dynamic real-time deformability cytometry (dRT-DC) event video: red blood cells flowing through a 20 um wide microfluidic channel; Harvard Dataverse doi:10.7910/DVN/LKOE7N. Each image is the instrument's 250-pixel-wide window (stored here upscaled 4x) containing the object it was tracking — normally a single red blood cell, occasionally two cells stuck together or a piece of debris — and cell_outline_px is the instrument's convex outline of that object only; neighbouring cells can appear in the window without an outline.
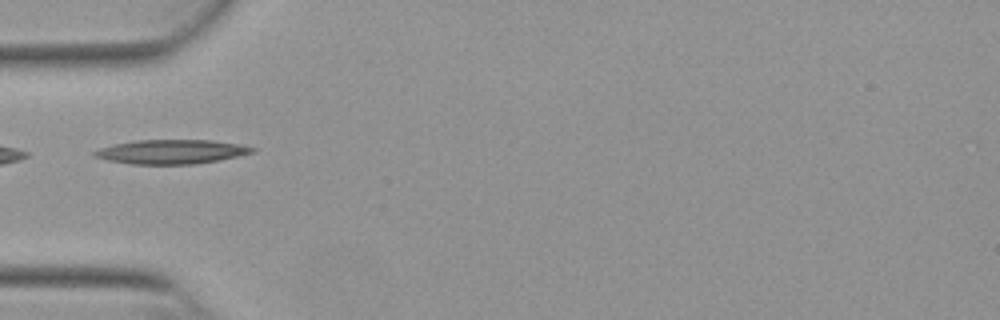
{"species": "Egyptian fruit bat (a non-hibernating species)", "species_latin": "Rousettus aegyptiacus", "temperature_condition": "warm", "stored_images_in_passage": 20, "camera_frame_rate_fps": 3000, "um_per_image_px": 0.085, "animal": {"sex": "female"}, "frame": {"image": 1, "passage_image": 1, "time_ms": 0.0, "image_size_px": [1000, 320], "cell_outline_px": [[256, 152], [220, 160], [196, 164], [132, 164], [108, 160], [92, 156], [92, 152], [100, 148], [116, 144], [136, 140], [212, 140], [240, 144], [256, 148]], "centroid_in_image_um": [14.6, 12.9], "position_along_channel_um": 70.4, "area_um2": 22.31}}
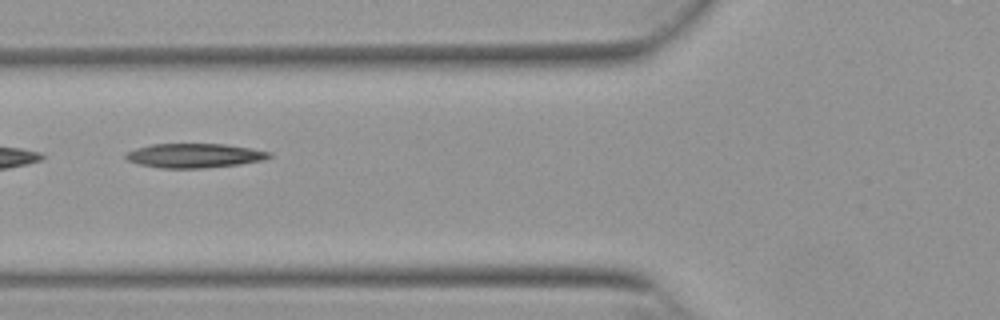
{"frame": {"image": 2, "passage_image": 4, "time_ms": 1.0, "image_size_px": [1000, 320], "cell_outline_px": [[272, 156], [264, 160], [240, 164], [204, 168], [160, 168], [140, 164], [128, 160], [124, 156], [124, 152], [136, 148], [152, 144], [224, 144], [252, 148], [272, 152]], "centroid_in_image_um": [16.54, 13.22], "position_along_channel_um": 109.3, "area_um2": 20.4}}
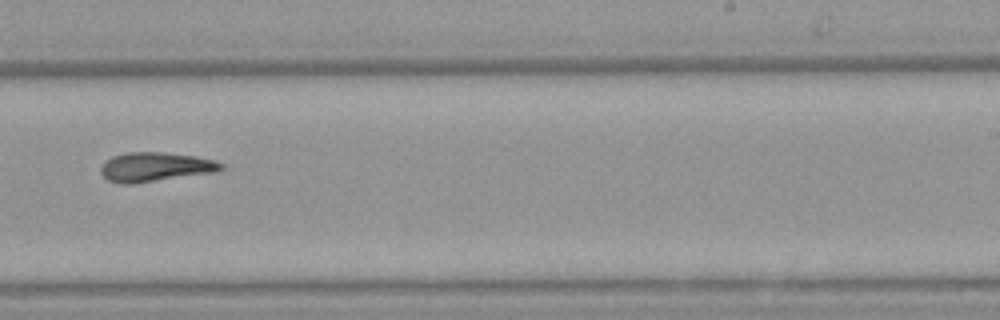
{"frame": {"image": 3, "passage_image": 17, "time_ms": 5.333, "image_size_px": [1000, 320], "cell_outline_px": [[224, 168], [220, 172], [132, 184], [120, 184], [108, 180], [100, 172], [100, 168], [112, 156], [128, 152], [164, 152], [196, 156], [216, 160], [224, 164]], "centroid_in_image_um": [13.27, 14.2], "position_along_channel_um": 275.7, "area_um2": 20.81}}